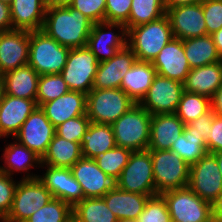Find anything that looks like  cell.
<instances>
[{
    "label": "cell",
    "instance_id": "d6a6232c",
    "mask_svg": "<svg viewBox=\"0 0 222 222\" xmlns=\"http://www.w3.org/2000/svg\"><path fill=\"white\" fill-rule=\"evenodd\" d=\"M170 150L181 157L189 166L195 164L208 153L203 137L192 133L187 125L184 126L183 133L171 145Z\"/></svg>",
    "mask_w": 222,
    "mask_h": 222
},
{
    "label": "cell",
    "instance_id": "30bf717a",
    "mask_svg": "<svg viewBox=\"0 0 222 222\" xmlns=\"http://www.w3.org/2000/svg\"><path fill=\"white\" fill-rule=\"evenodd\" d=\"M52 198L51 192L38 178L21 179L15 188L11 209L4 220L24 222Z\"/></svg>",
    "mask_w": 222,
    "mask_h": 222
},
{
    "label": "cell",
    "instance_id": "9a60e30c",
    "mask_svg": "<svg viewBox=\"0 0 222 222\" xmlns=\"http://www.w3.org/2000/svg\"><path fill=\"white\" fill-rule=\"evenodd\" d=\"M173 36L185 40L207 35L201 3L178 5L166 9Z\"/></svg>",
    "mask_w": 222,
    "mask_h": 222
},
{
    "label": "cell",
    "instance_id": "4316f807",
    "mask_svg": "<svg viewBox=\"0 0 222 222\" xmlns=\"http://www.w3.org/2000/svg\"><path fill=\"white\" fill-rule=\"evenodd\" d=\"M46 10L44 0H13L10 4L12 28L29 32L42 29Z\"/></svg>",
    "mask_w": 222,
    "mask_h": 222
},
{
    "label": "cell",
    "instance_id": "ba28073f",
    "mask_svg": "<svg viewBox=\"0 0 222 222\" xmlns=\"http://www.w3.org/2000/svg\"><path fill=\"white\" fill-rule=\"evenodd\" d=\"M172 222H213L211 203L201 199L188 186L162 194Z\"/></svg>",
    "mask_w": 222,
    "mask_h": 222
},
{
    "label": "cell",
    "instance_id": "f907efd6",
    "mask_svg": "<svg viewBox=\"0 0 222 222\" xmlns=\"http://www.w3.org/2000/svg\"><path fill=\"white\" fill-rule=\"evenodd\" d=\"M212 221L222 222V193L211 203Z\"/></svg>",
    "mask_w": 222,
    "mask_h": 222
},
{
    "label": "cell",
    "instance_id": "f5cc1de1",
    "mask_svg": "<svg viewBox=\"0 0 222 222\" xmlns=\"http://www.w3.org/2000/svg\"><path fill=\"white\" fill-rule=\"evenodd\" d=\"M211 37H212L213 42H214V44L216 46V50H217L218 54L222 58V28H220L215 33H213L211 35Z\"/></svg>",
    "mask_w": 222,
    "mask_h": 222
},
{
    "label": "cell",
    "instance_id": "7402d4cb",
    "mask_svg": "<svg viewBox=\"0 0 222 222\" xmlns=\"http://www.w3.org/2000/svg\"><path fill=\"white\" fill-rule=\"evenodd\" d=\"M87 94L69 90L59 98L43 103L40 108L56 128L65 121L86 115Z\"/></svg>",
    "mask_w": 222,
    "mask_h": 222
},
{
    "label": "cell",
    "instance_id": "e575fe53",
    "mask_svg": "<svg viewBox=\"0 0 222 222\" xmlns=\"http://www.w3.org/2000/svg\"><path fill=\"white\" fill-rule=\"evenodd\" d=\"M166 14L163 0H132L126 29L155 21Z\"/></svg>",
    "mask_w": 222,
    "mask_h": 222
},
{
    "label": "cell",
    "instance_id": "4dcf8cb0",
    "mask_svg": "<svg viewBox=\"0 0 222 222\" xmlns=\"http://www.w3.org/2000/svg\"><path fill=\"white\" fill-rule=\"evenodd\" d=\"M82 157L81 145L55 134L41 159V165L71 168Z\"/></svg>",
    "mask_w": 222,
    "mask_h": 222
},
{
    "label": "cell",
    "instance_id": "4fadbf2b",
    "mask_svg": "<svg viewBox=\"0 0 222 222\" xmlns=\"http://www.w3.org/2000/svg\"><path fill=\"white\" fill-rule=\"evenodd\" d=\"M54 136L55 127L37 106L13 138L42 159Z\"/></svg>",
    "mask_w": 222,
    "mask_h": 222
},
{
    "label": "cell",
    "instance_id": "7dc6e473",
    "mask_svg": "<svg viewBox=\"0 0 222 222\" xmlns=\"http://www.w3.org/2000/svg\"><path fill=\"white\" fill-rule=\"evenodd\" d=\"M214 119V113L210 110L208 113L200 116L198 119L192 121L189 124H186L191 130L192 133L202 136L206 141L211 129V125Z\"/></svg>",
    "mask_w": 222,
    "mask_h": 222
},
{
    "label": "cell",
    "instance_id": "680465c9",
    "mask_svg": "<svg viewBox=\"0 0 222 222\" xmlns=\"http://www.w3.org/2000/svg\"><path fill=\"white\" fill-rule=\"evenodd\" d=\"M1 2L7 3V4H11L13 0H0Z\"/></svg>",
    "mask_w": 222,
    "mask_h": 222
},
{
    "label": "cell",
    "instance_id": "7a4b0ae2",
    "mask_svg": "<svg viewBox=\"0 0 222 222\" xmlns=\"http://www.w3.org/2000/svg\"><path fill=\"white\" fill-rule=\"evenodd\" d=\"M174 38L170 21L165 14L149 23L127 29V46L137 61L153 62L161 49Z\"/></svg>",
    "mask_w": 222,
    "mask_h": 222
},
{
    "label": "cell",
    "instance_id": "7c38bea8",
    "mask_svg": "<svg viewBox=\"0 0 222 222\" xmlns=\"http://www.w3.org/2000/svg\"><path fill=\"white\" fill-rule=\"evenodd\" d=\"M183 92L182 82L157 75L139 104L151 115L175 113Z\"/></svg>",
    "mask_w": 222,
    "mask_h": 222
},
{
    "label": "cell",
    "instance_id": "7bdbcfd3",
    "mask_svg": "<svg viewBox=\"0 0 222 222\" xmlns=\"http://www.w3.org/2000/svg\"><path fill=\"white\" fill-rule=\"evenodd\" d=\"M207 35L222 28V0H204L202 3Z\"/></svg>",
    "mask_w": 222,
    "mask_h": 222
},
{
    "label": "cell",
    "instance_id": "5b68a950",
    "mask_svg": "<svg viewBox=\"0 0 222 222\" xmlns=\"http://www.w3.org/2000/svg\"><path fill=\"white\" fill-rule=\"evenodd\" d=\"M157 195L184 188L189 183L190 166L171 150H149Z\"/></svg>",
    "mask_w": 222,
    "mask_h": 222
},
{
    "label": "cell",
    "instance_id": "f35d334b",
    "mask_svg": "<svg viewBox=\"0 0 222 222\" xmlns=\"http://www.w3.org/2000/svg\"><path fill=\"white\" fill-rule=\"evenodd\" d=\"M68 91L69 88L60 73L40 75L36 104L40 107L43 103L55 100Z\"/></svg>",
    "mask_w": 222,
    "mask_h": 222
},
{
    "label": "cell",
    "instance_id": "11a10c76",
    "mask_svg": "<svg viewBox=\"0 0 222 222\" xmlns=\"http://www.w3.org/2000/svg\"><path fill=\"white\" fill-rule=\"evenodd\" d=\"M213 155L216 158L217 164L219 166V172H220V174L222 176V151L215 152V153H213Z\"/></svg>",
    "mask_w": 222,
    "mask_h": 222
},
{
    "label": "cell",
    "instance_id": "ffe728a7",
    "mask_svg": "<svg viewBox=\"0 0 222 222\" xmlns=\"http://www.w3.org/2000/svg\"><path fill=\"white\" fill-rule=\"evenodd\" d=\"M136 61L135 54L126 45L110 60L99 63L92 89L120 88L122 78Z\"/></svg>",
    "mask_w": 222,
    "mask_h": 222
},
{
    "label": "cell",
    "instance_id": "91938a15",
    "mask_svg": "<svg viewBox=\"0 0 222 222\" xmlns=\"http://www.w3.org/2000/svg\"><path fill=\"white\" fill-rule=\"evenodd\" d=\"M0 222H5V220L3 218H0Z\"/></svg>",
    "mask_w": 222,
    "mask_h": 222
},
{
    "label": "cell",
    "instance_id": "d590c367",
    "mask_svg": "<svg viewBox=\"0 0 222 222\" xmlns=\"http://www.w3.org/2000/svg\"><path fill=\"white\" fill-rule=\"evenodd\" d=\"M211 110V99L184 91L175 114L186 125Z\"/></svg>",
    "mask_w": 222,
    "mask_h": 222
},
{
    "label": "cell",
    "instance_id": "816d5d0a",
    "mask_svg": "<svg viewBox=\"0 0 222 222\" xmlns=\"http://www.w3.org/2000/svg\"><path fill=\"white\" fill-rule=\"evenodd\" d=\"M204 0H163L165 9L178 5L202 3Z\"/></svg>",
    "mask_w": 222,
    "mask_h": 222
},
{
    "label": "cell",
    "instance_id": "603a6c76",
    "mask_svg": "<svg viewBox=\"0 0 222 222\" xmlns=\"http://www.w3.org/2000/svg\"><path fill=\"white\" fill-rule=\"evenodd\" d=\"M184 126L175 113L152 115L148 150H170Z\"/></svg>",
    "mask_w": 222,
    "mask_h": 222
},
{
    "label": "cell",
    "instance_id": "8992f818",
    "mask_svg": "<svg viewBox=\"0 0 222 222\" xmlns=\"http://www.w3.org/2000/svg\"><path fill=\"white\" fill-rule=\"evenodd\" d=\"M134 104L121 88L92 89L87 94L86 115L91 122L112 125Z\"/></svg>",
    "mask_w": 222,
    "mask_h": 222
},
{
    "label": "cell",
    "instance_id": "2e32d148",
    "mask_svg": "<svg viewBox=\"0 0 222 222\" xmlns=\"http://www.w3.org/2000/svg\"><path fill=\"white\" fill-rule=\"evenodd\" d=\"M70 170L80 184L84 198L103 197L116 185L115 180L105 174L91 158L81 157Z\"/></svg>",
    "mask_w": 222,
    "mask_h": 222
},
{
    "label": "cell",
    "instance_id": "b9f144b4",
    "mask_svg": "<svg viewBox=\"0 0 222 222\" xmlns=\"http://www.w3.org/2000/svg\"><path fill=\"white\" fill-rule=\"evenodd\" d=\"M93 23L105 21L106 0H73L70 4Z\"/></svg>",
    "mask_w": 222,
    "mask_h": 222
},
{
    "label": "cell",
    "instance_id": "f1b7e54d",
    "mask_svg": "<svg viewBox=\"0 0 222 222\" xmlns=\"http://www.w3.org/2000/svg\"><path fill=\"white\" fill-rule=\"evenodd\" d=\"M157 71L152 62L136 61L122 78L120 88L139 104L153 83Z\"/></svg>",
    "mask_w": 222,
    "mask_h": 222
},
{
    "label": "cell",
    "instance_id": "f6af8a7d",
    "mask_svg": "<svg viewBox=\"0 0 222 222\" xmlns=\"http://www.w3.org/2000/svg\"><path fill=\"white\" fill-rule=\"evenodd\" d=\"M132 0H106L105 21L125 24L129 20Z\"/></svg>",
    "mask_w": 222,
    "mask_h": 222
},
{
    "label": "cell",
    "instance_id": "681fc988",
    "mask_svg": "<svg viewBox=\"0 0 222 222\" xmlns=\"http://www.w3.org/2000/svg\"><path fill=\"white\" fill-rule=\"evenodd\" d=\"M211 110L217 116H222V85L211 98Z\"/></svg>",
    "mask_w": 222,
    "mask_h": 222
},
{
    "label": "cell",
    "instance_id": "83f0119b",
    "mask_svg": "<svg viewBox=\"0 0 222 222\" xmlns=\"http://www.w3.org/2000/svg\"><path fill=\"white\" fill-rule=\"evenodd\" d=\"M1 77L4 85V94L36 102L40 75L30 65L27 64L8 71L1 75Z\"/></svg>",
    "mask_w": 222,
    "mask_h": 222
},
{
    "label": "cell",
    "instance_id": "bcb514c9",
    "mask_svg": "<svg viewBox=\"0 0 222 222\" xmlns=\"http://www.w3.org/2000/svg\"><path fill=\"white\" fill-rule=\"evenodd\" d=\"M205 142L208 153L213 154L222 151V116L214 114L211 129Z\"/></svg>",
    "mask_w": 222,
    "mask_h": 222
},
{
    "label": "cell",
    "instance_id": "74e56055",
    "mask_svg": "<svg viewBox=\"0 0 222 222\" xmlns=\"http://www.w3.org/2000/svg\"><path fill=\"white\" fill-rule=\"evenodd\" d=\"M132 151L120 146H115L113 149L104 152L97 156L94 160L98 167L113 180H117L122 172V169L128 163Z\"/></svg>",
    "mask_w": 222,
    "mask_h": 222
},
{
    "label": "cell",
    "instance_id": "8fae6325",
    "mask_svg": "<svg viewBox=\"0 0 222 222\" xmlns=\"http://www.w3.org/2000/svg\"><path fill=\"white\" fill-rule=\"evenodd\" d=\"M188 187L210 203L222 193V176L213 154L207 153L190 166Z\"/></svg>",
    "mask_w": 222,
    "mask_h": 222
},
{
    "label": "cell",
    "instance_id": "ac0fdd59",
    "mask_svg": "<svg viewBox=\"0 0 222 222\" xmlns=\"http://www.w3.org/2000/svg\"><path fill=\"white\" fill-rule=\"evenodd\" d=\"M29 31L0 32V76L28 64Z\"/></svg>",
    "mask_w": 222,
    "mask_h": 222
},
{
    "label": "cell",
    "instance_id": "6da1fadb",
    "mask_svg": "<svg viewBox=\"0 0 222 222\" xmlns=\"http://www.w3.org/2000/svg\"><path fill=\"white\" fill-rule=\"evenodd\" d=\"M92 26L88 17L69 5L47 8L42 30L62 46L79 48L86 46Z\"/></svg>",
    "mask_w": 222,
    "mask_h": 222
},
{
    "label": "cell",
    "instance_id": "d6986e66",
    "mask_svg": "<svg viewBox=\"0 0 222 222\" xmlns=\"http://www.w3.org/2000/svg\"><path fill=\"white\" fill-rule=\"evenodd\" d=\"M152 65L157 75L182 83L191 69L185 56L183 41L175 37L161 49Z\"/></svg>",
    "mask_w": 222,
    "mask_h": 222
},
{
    "label": "cell",
    "instance_id": "1f68e13d",
    "mask_svg": "<svg viewBox=\"0 0 222 222\" xmlns=\"http://www.w3.org/2000/svg\"><path fill=\"white\" fill-rule=\"evenodd\" d=\"M190 68H197L222 61L211 35L182 40Z\"/></svg>",
    "mask_w": 222,
    "mask_h": 222
},
{
    "label": "cell",
    "instance_id": "9f6ffc18",
    "mask_svg": "<svg viewBox=\"0 0 222 222\" xmlns=\"http://www.w3.org/2000/svg\"><path fill=\"white\" fill-rule=\"evenodd\" d=\"M3 95H4V85H3L2 77L0 76V104L2 101Z\"/></svg>",
    "mask_w": 222,
    "mask_h": 222
},
{
    "label": "cell",
    "instance_id": "484cf974",
    "mask_svg": "<svg viewBox=\"0 0 222 222\" xmlns=\"http://www.w3.org/2000/svg\"><path fill=\"white\" fill-rule=\"evenodd\" d=\"M2 158L4 159V165H0V172L13 177L15 172L19 173L21 171L26 173L21 179L38 178L37 174L31 173V175L29 169L41 166V158L26 146L18 143L16 140L7 144Z\"/></svg>",
    "mask_w": 222,
    "mask_h": 222
},
{
    "label": "cell",
    "instance_id": "f546056e",
    "mask_svg": "<svg viewBox=\"0 0 222 222\" xmlns=\"http://www.w3.org/2000/svg\"><path fill=\"white\" fill-rule=\"evenodd\" d=\"M82 157L95 159L116 146L111 125L91 122L81 141Z\"/></svg>",
    "mask_w": 222,
    "mask_h": 222
},
{
    "label": "cell",
    "instance_id": "277c9868",
    "mask_svg": "<svg viewBox=\"0 0 222 222\" xmlns=\"http://www.w3.org/2000/svg\"><path fill=\"white\" fill-rule=\"evenodd\" d=\"M42 29L29 32L30 65L39 75L59 74L63 70L70 52Z\"/></svg>",
    "mask_w": 222,
    "mask_h": 222
},
{
    "label": "cell",
    "instance_id": "44dd1931",
    "mask_svg": "<svg viewBox=\"0 0 222 222\" xmlns=\"http://www.w3.org/2000/svg\"><path fill=\"white\" fill-rule=\"evenodd\" d=\"M36 107L34 100L4 94L0 104V138H13Z\"/></svg>",
    "mask_w": 222,
    "mask_h": 222
},
{
    "label": "cell",
    "instance_id": "60d3db41",
    "mask_svg": "<svg viewBox=\"0 0 222 222\" xmlns=\"http://www.w3.org/2000/svg\"><path fill=\"white\" fill-rule=\"evenodd\" d=\"M90 123L87 115L78 116L58 125L55 128V134L68 141L81 144L83 135L88 130Z\"/></svg>",
    "mask_w": 222,
    "mask_h": 222
},
{
    "label": "cell",
    "instance_id": "8d00e7d4",
    "mask_svg": "<svg viewBox=\"0 0 222 222\" xmlns=\"http://www.w3.org/2000/svg\"><path fill=\"white\" fill-rule=\"evenodd\" d=\"M73 219V207L68 203L52 198L34 212L24 222H70Z\"/></svg>",
    "mask_w": 222,
    "mask_h": 222
},
{
    "label": "cell",
    "instance_id": "5bb4252c",
    "mask_svg": "<svg viewBox=\"0 0 222 222\" xmlns=\"http://www.w3.org/2000/svg\"><path fill=\"white\" fill-rule=\"evenodd\" d=\"M118 30L115 33L113 29ZM106 29H110L106 31ZM111 31V32H110ZM127 45V29L122 23H93L86 46L96 56L98 62L110 60L119 50Z\"/></svg>",
    "mask_w": 222,
    "mask_h": 222
},
{
    "label": "cell",
    "instance_id": "6f0895ef",
    "mask_svg": "<svg viewBox=\"0 0 222 222\" xmlns=\"http://www.w3.org/2000/svg\"><path fill=\"white\" fill-rule=\"evenodd\" d=\"M118 222H138L137 219H122L118 220Z\"/></svg>",
    "mask_w": 222,
    "mask_h": 222
},
{
    "label": "cell",
    "instance_id": "52a82bcc",
    "mask_svg": "<svg viewBox=\"0 0 222 222\" xmlns=\"http://www.w3.org/2000/svg\"><path fill=\"white\" fill-rule=\"evenodd\" d=\"M116 186L126 192L155 196L153 163L150 151H133L128 163L122 169L120 177L115 181Z\"/></svg>",
    "mask_w": 222,
    "mask_h": 222
},
{
    "label": "cell",
    "instance_id": "e0dca14e",
    "mask_svg": "<svg viewBox=\"0 0 222 222\" xmlns=\"http://www.w3.org/2000/svg\"><path fill=\"white\" fill-rule=\"evenodd\" d=\"M46 167L43 175H38V179L51 192L54 198H58L72 207L84 199L80 184L73 177L70 168L52 167L49 165H41Z\"/></svg>",
    "mask_w": 222,
    "mask_h": 222
},
{
    "label": "cell",
    "instance_id": "cb8c5ba5",
    "mask_svg": "<svg viewBox=\"0 0 222 222\" xmlns=\"http://www.w3.org/2000/svg\"><path fill=\"white\" fill-rule=\"evenodd\" d=\"M222 85V61L191 68L185 81L184 91L212 98Z\"/></svg>",
    "mask_w": 222,
    "mask_h": 222
},
{
    "label": "cell",
    "instance_id": "3957f363",
    "mask_svg": "<svg viewBox=\"0 0 222 222\" xmlns=\"http://www.w3.org/2000/svg\"><path fill=\"white\" fill-rule=\"evenodd\" d=\"M151 114L134 104L111 126L116 146L133 151L147 150L150 141Z\"/></svg>",
    "mask_w": 222,
    "mask_h": 222
},
{
    "label": "cell",
    "instance_id": "c3c4849f",
    "mask_svg": "<svg viewBox=\"0 0 222 222\" xmlns=\"http://www.w3.org/2000/svg\"><path fill=\"white\" fill-rule=\"evenodd\" d=\"M12 29L10 5L0 1V32Z\"/></svg>",
    "mask_w": 222,
    "mask_h": 222
},
{
    "label": "cell",
    "instance_id": "836d02e7",
    "mask_svg": "<svg viewBox=\"0 0 222 222\" xmlns=\"http://www.w3.org/2000/svg\"><path fill=\"white\" fill-rule=\"evenodd\" d=\"M76 222H118L102 197L84 198L73 207Z\"/></svg>",
    "mask_w": 222,
    "mask_h": 222
},
{
    "label": "cell",
    "instance_id": "ab89813d",
    "mask_svg": "<svg viewBox=\"0 0 222 222\" xmlns=\"http://www.w3.org/2000/svg\"><path fill=\"white\" fill-rule=\"evenodd\" d=\"M138 222H172L168 206L162 195L150 197L144 210L139 215Z\"/></svg>",
    "mask_w": 222,
    "mask_h": 222
},
{
    "label": "cell",
    "instance_id": "db71d44e",
    "mask_svg": "<svg viewBox=\"0 0 222 222\" xmlns=\"http://www.w3.org/2000/svg\"><path fill=\"white\" fill-rule=\"evenodd\" d=\"M73 0H44L47 8L50 7H67Z\"/></svg>",
    "mask_w": 222,
    "mask_h": 222
},
{
    "label": "cell",
    "instance_id": "9c48e42d",
    "mask_svg": "<svg viewBox=\"0 0 222 222\" xmlns=\"http://www.w3.org/2000/svg\"><path fill=\"white\" fill-rule=\"evenodd\" d=\"M99 62L87 46L71 48L61 75L69 90L88 94L94 84Z\"/></svg>",
    "mask_w": 222,
    "mask_h": 222
},
{
    "label": "cell",
    "instance_id": "ee69618b",
    "mask_svg": "<svg viewBox=\"0 0 222 222\" xmlns=\"http://www.w3.org/2000/svg\"><path fill=\"white\" fill-rule=\"evenodd\" d=\"M17 183L12 176L0 172V218L5 219L11 209Z\"/></svg>",
    "mask_w": 222,
    "mask_h": 222
},
{
    "label": "cell",
    "instance_id": "d4e9b609",
    "mask_svg": "<svg viewBox=\"0 0 222 222\" xmlns=\"http://www.w3.org/2000/svg\"><path fill=\"white\" fill-rule=\"evenodd\" d=\"M151 196L126 192L116 185L102 198L118 220L138 219Z\"/></svg>",
    "mask_w": 222,
    "mask_h": 222
}]
</instances>
